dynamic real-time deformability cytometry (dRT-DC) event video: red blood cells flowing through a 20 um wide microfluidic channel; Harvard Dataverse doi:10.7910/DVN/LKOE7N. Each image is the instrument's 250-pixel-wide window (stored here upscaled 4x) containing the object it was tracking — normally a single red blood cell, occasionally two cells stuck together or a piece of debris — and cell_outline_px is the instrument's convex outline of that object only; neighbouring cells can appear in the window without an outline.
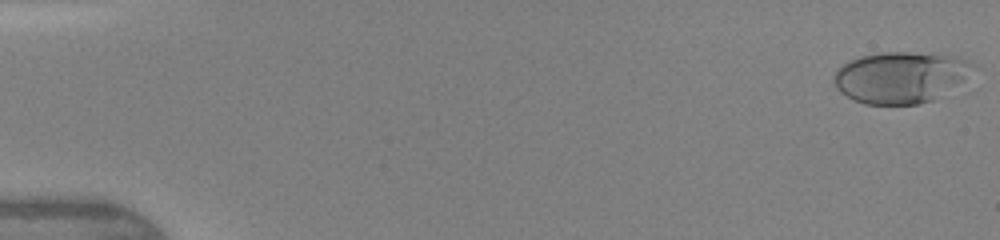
{"species": "human", "species_latin": "Homo sapiens", "temperature_condition": "warm", "stored_images_in_passage": 46, "camera_frame_rate_fps": 3000, "um_per_image_px": 0.085, "donor": {"sex": "female"}, "frame": {"image": 1, "passage_image": 1, "time_ms": 0.0, "image_size_px": [1000, 240], "cell_outline_px": [[972, 64], [964, 80], [932, 100], [920, 104], [864, 104], [852, 100], [840, 92], [836, 88], [832, 76], [848, 60], [860, 56], [884, 52], [908, 52], [960, 56], [968, 60]], "centroid_in_image_um": [76.49, 6.57], "position_along_channel_um": 8.5, "area_um2": 41.33}}
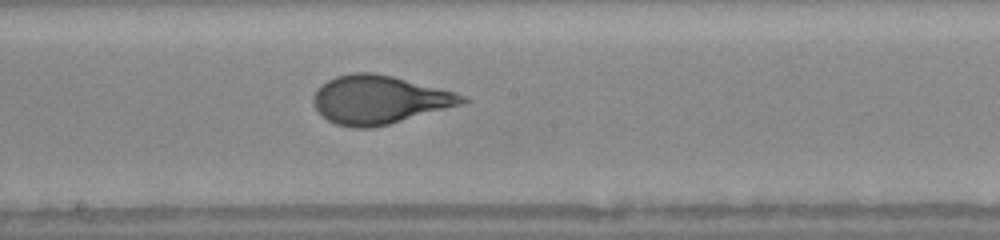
{"frame": {"image": 2, "passage_image": 26, "time_ms": 8.333, "image_size_px": [1000, 240], "cell_outline_px": [[472, 100], [460, 104], [388, 124], [372, 128], [352, 128], [336, 124], [328, 120], [316, 108], [312, 100], [312, 96], [328, 80], [336, 76], [352, 72], [372, 72], [392, 76], [440, 88], [464, 96]], "centroid_in_image_um": [32.2, 8.47], "position_along_channel_um": 216.0, "area_um2": 41.33}}
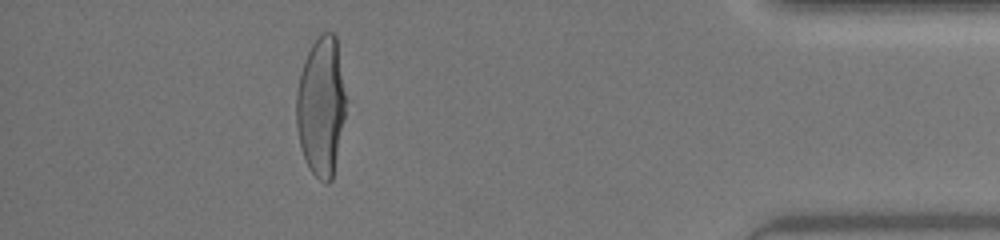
{"frame": {"image": 3, "passage_image": 42, "time_ms": 13.667, "image_size_px": [1000, 240], "cell_outline_px": [[348, 100], [332, 180], [328, 184], [324, 184], [308, 168], [300, 148], [296, 128], [296, 92], [300, 72], [308, 52], [312, 44], [324, 32], [332, 32], [336, 36]], "centroid_in_image_um": [27.31, 9.06], "position_along_channel_um": 407.9, "area_um2": 40.86}, "authors_computed_cell_mechanics": {"area_um2": 41.0669, "velocity_mm_per_s": 4.3801, "shape_relaxation_time_tau1_ms": 4.2214, "shape_relaxation_time_tau2_ms": null, "deformation_change_tau1": 0.2087, "deformation_change_tau2": null}}